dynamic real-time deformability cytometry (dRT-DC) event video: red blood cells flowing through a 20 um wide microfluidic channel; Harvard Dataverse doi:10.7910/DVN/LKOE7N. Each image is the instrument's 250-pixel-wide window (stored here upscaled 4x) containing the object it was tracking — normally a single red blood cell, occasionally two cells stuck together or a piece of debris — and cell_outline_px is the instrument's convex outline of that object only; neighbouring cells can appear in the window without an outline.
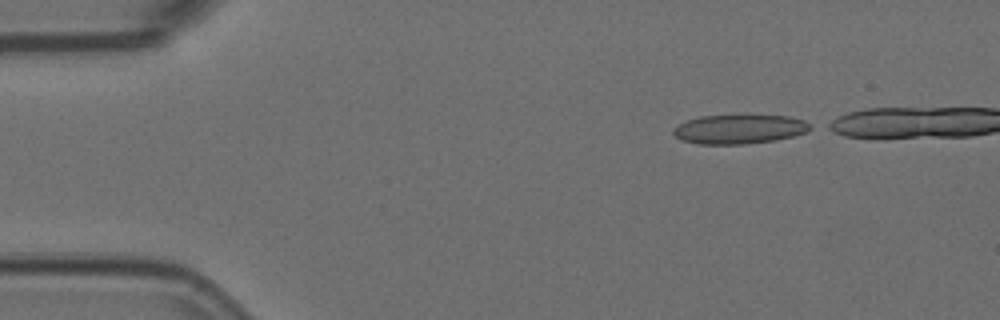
{"species": "Egyptian fruit bat (a non-hibernating species)", "species_latin": "Rousettus aegyptiacus", "temperature_condition": "room temperature", "stored_images_in_passage": 7, "camera_frame_rate_fps": 3000, "um_per_image_px": 0.085, "animal": {"sex": "female"}, "frame": {"image": 1, "passage_image": 1, "time_ms": 0.0, "image_size_px": [1000, 320], "cell_outline_px": [[816, 128], [808, 132], [792, 136], [772, 140], [744, 144], [700, 144], [680, 140], [672, 132], [672, 128], [688, 120], [700, 116], [788, 116], [804, 120], [812, 124]], "centroid_in_image_um": [62.88, 10.98], "position_along_channel_um": 22.1, "area_um2": 23.18}}
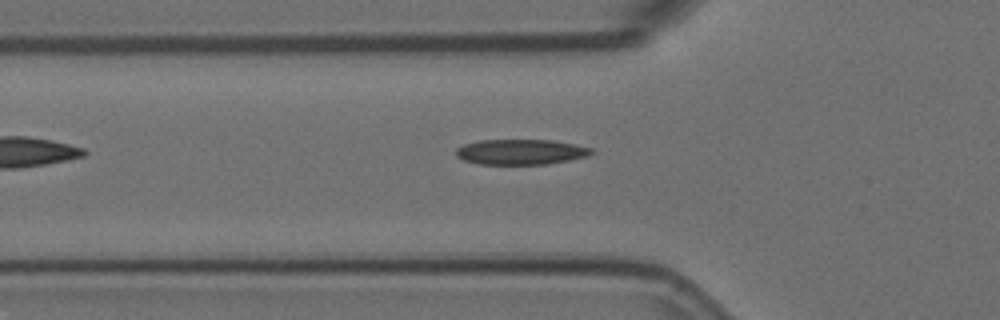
{"frame": {"image": 2, "passage_image": 6, "time_ms": 1.667, "image_size_px": [1000, 320], "cell_outline_px": [[596, 152], [588, 156], [548, 164], [480, 164], [464, 160], [456, 156], [456, 148], [464, 144], [476, 140], [552, 140], [592, 148]], "centroid_in_image_um": [44.26, 12.91], "position_along_channel_um": 81.5, "area_um2": 20.0}}
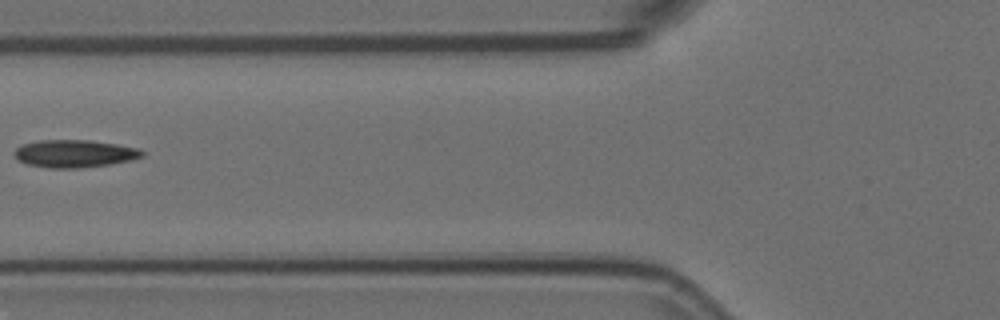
{"frame": {"image": 3, "passage_image": 7, "time_ms": 2.0, "image_size_px": [1000, 320], "cell_outline_px": [[144, 156], [132, 160], [108, 164], [76, 168], [48, 168], [28, 164], [20, 160], [12, 152], [16, 148], [24, 144], [40, 140], [88, 140], [116, 144], [140, 148], [144, 152]], "centroid_in_image_um": [6.36, 13.05], "position_along_channel_um": 119.4, "area_um2": 20.4}}